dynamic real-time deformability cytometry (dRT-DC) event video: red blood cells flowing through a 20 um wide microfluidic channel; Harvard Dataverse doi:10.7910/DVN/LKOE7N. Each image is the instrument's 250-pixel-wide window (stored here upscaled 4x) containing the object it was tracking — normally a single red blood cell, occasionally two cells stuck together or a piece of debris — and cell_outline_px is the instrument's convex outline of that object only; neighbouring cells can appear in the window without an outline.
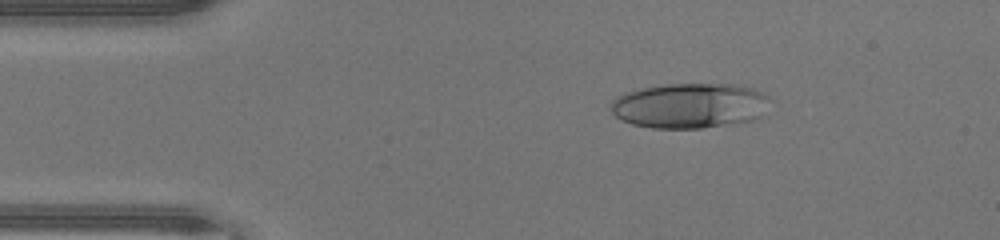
{"species": "human", "species_latin": "Homo sapiens", "temperature_condition": "warm", "stored_images_in_passage": 45, "camera_frame_rate_fps": 3000, "um_per_image_px": 0.085, "donor": {"sex": "male"}, "frame": {"image": 1, "passage_image": 7, "time_ms": 2.0, "image_size_px": [1000, 240], "cell_outline_px": [[768, 116], [752, 120], [700, 128], [652, 128], [632, 124], [620, 120], [612, 112], [608, 104], [616, 96], [628, 92], [644, 88], [664, 84], [740, 84], [752, 88], [768, 96]], "centroid_in_image_um": [58.65, 8.98], "position_along_channel_um": 26.3, "area_um2": 42.25}}
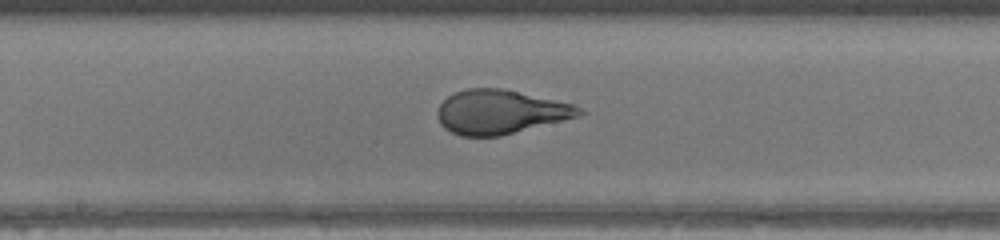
{"frame": {"image": 2, "passage_image": 23, "time_ms": 7.333, "image_size_px": [1000, 240], "cell_outline_px": [[584, 112], [580, 116], [500, 136], [460, 136], [444, 128], [440, 124], [436, 116], [436, 112], [440, 104], [448, 96], [456, 92], [468, 88], [504, 88], [572, 104], [580, 108]], "centroid_in_image_um": [42.49, 9.51], "position_along_channel_um": 205.7, "area_um2": 36.3}}
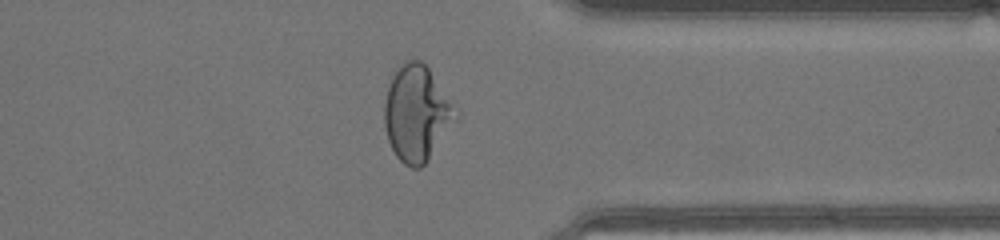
{"frame": {"image": 3, "passage_image": 35, "time_ms": 11.333, "image_size_px": [1000, 240], "cell_outline_px": [[448, 116], [428, 160], [420, 168], [412, 168], [404, 164], [396, 156], [388, 140], [384, 124], [384, 104], [388, 84], [396, 68], [400, 64], [408, 60], [420, 60], [428, 68], [448, 104]], "centroid_in_image_um": [35.18, 9.61], "position_along_channel_um": 376.2, "area_um2": 36.41}, "authors_computed_cell_mechanics": {"area_um2": 38.5526, "velocity_mm_per_s": 4.4476, "shape_relaxation_time_tau1_ms": 7.9314, "shape_relaxation_time_tau2_ms": null, "deformation_change_tau1": 0.3882, "deformation_change_tau2": null}}